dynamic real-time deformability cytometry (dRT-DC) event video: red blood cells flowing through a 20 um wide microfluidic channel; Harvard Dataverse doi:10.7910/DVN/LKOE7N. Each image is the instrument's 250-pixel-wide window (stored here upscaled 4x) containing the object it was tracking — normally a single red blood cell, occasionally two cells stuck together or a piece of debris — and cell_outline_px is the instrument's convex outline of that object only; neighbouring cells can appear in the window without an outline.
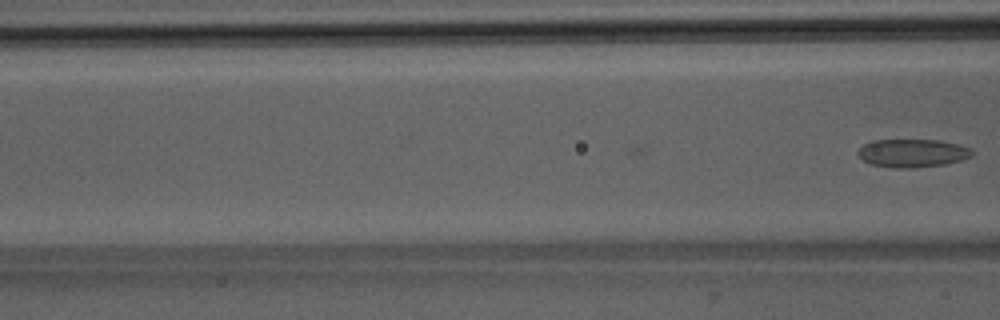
{"species": "Egyptian fruit bat (a non-hibernating species)", "species_latin": "Rousettus aegyptiacus", "temperature_condition": "room temperature", "stored_images_in_passage": 19, "camera_frame_rate_fps": 3000, "um_per_image_px": 0.085, "animal": {"sex": "male"}, "frame": {"image": 1, "passage_image": 19, "time_ms": 6.0, "image_size_px": [1000, 320], "cell_outline_px": [[976, 152], [972, 156], [960, 160], [944, 164], [916, 168], [892, 168], [868, 164], [856, 152], [864, 144], [872, 140], [940, 140], [960, 144], [972, 148]], "centroid_in_image_um": [77.59, 13.01], "position_along_channel_um": 89.0, "area_um2": 19.02}}